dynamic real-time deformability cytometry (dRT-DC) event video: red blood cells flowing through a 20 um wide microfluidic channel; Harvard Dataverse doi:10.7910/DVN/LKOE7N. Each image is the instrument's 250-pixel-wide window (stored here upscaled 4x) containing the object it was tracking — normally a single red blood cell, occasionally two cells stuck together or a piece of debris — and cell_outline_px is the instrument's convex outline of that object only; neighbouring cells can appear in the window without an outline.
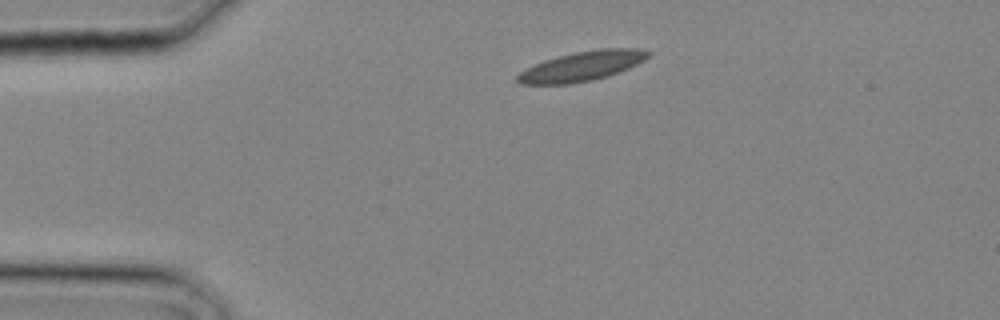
{"species": "common noctule bat (a hibernating species)", "species_latin": "Nyctalus noctula", "temperature_condition": "cold", "stored_images_in_passage": 2, "camera_frame_rate_fps": 3000, "um_per_image_px": 0.085, "animal": {"sex": "male", "body_mass_g": 20.4}, "frame": {"image": 1, "passage_image": 1, "time_ms": 0.0, "image_size_px": [1000, 320], "cell_outline_px": [[652, 52], [644, 60], [628, 68], [608, 76], [592, 80], [568, 84], [520, 84], [516, 80], [516, 76], [520, 72], [544, 60], [576, 52], [600, 48], [636, 48]], "centroid_in_image_um": [49.48, 5.62], "position_along_channel_um": 35.5, "area_um2": 22.31}}
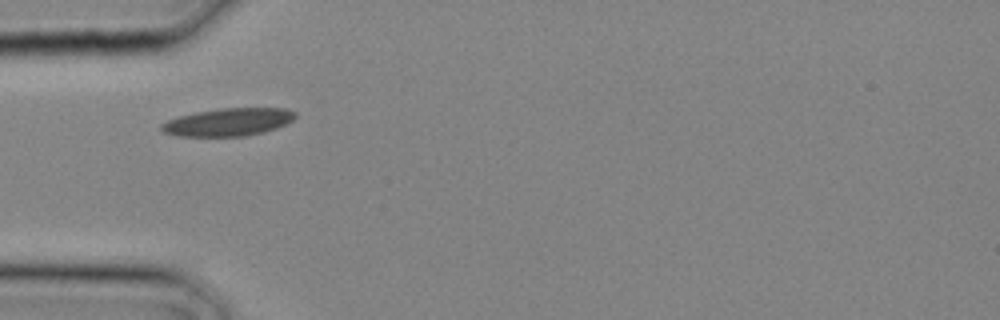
{"frame": {"image": 2, "passage_image": 2, "time_ms": 0.333, "image_size_px": [1000, 320], "cell_outline_px": [[296, 116], [292, 120], [276, 128], [264, 132], [244, 136], [176, 136], [164, 132], [160, 128], [160, 124], [168, 120], [180, 116], [196, 112], [220, 108], [284, 108], [296, 112]], "centroid_in_image_um": [19.39, 10.37], "position_along_channel_um": 65.6, "area_um2": 21.56}}